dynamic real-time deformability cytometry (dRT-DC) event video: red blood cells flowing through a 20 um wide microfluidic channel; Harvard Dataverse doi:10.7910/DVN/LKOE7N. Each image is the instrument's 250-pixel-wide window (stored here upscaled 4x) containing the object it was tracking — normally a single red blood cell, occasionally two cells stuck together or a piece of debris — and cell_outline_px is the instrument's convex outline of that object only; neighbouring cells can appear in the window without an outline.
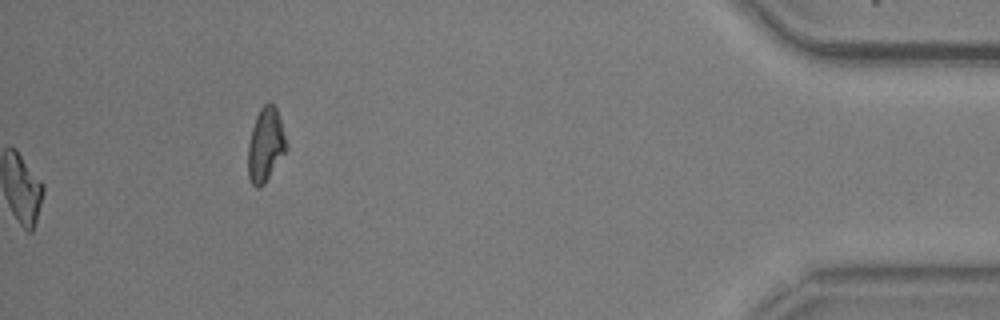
{"species": "common noctule bat (a hibernating species)", "species_latin": "Nyctalus noctula", "temperature_condition": "warm", "stored_images_in_passage": 41, "camera_frame_rate_fps": 3000, "um_per_image_px": 0.085, "animal": {"sex": "male", "body_mass_g": 20.5, "forearm_length_mm": 52.5}, "frame": {"image": 1, "passage_image": 41, "time_ms": 13.333, "image_size_px": [1000, 320], "cell_outline_px": [[288, 148], [264, 184], [260, 188], [256, 188], [252, 184], [248, 176], [248, 144], [252, 128], [256, 116], [260, 108], [264, 104], [272, 104], [276, 108], [288, 144]], "centroid_in_image_um": [22.57, 12.34], "position_along_channel_um": 412.6, "area_um2": 16.42}, "authors_computed_cell_mechanics": {"area_um2": 18.207, "velocity_mm_per_s": 3.6205, "shape_relaxation_time_tau1_ms": 5.8318, "shape_relaxation_time_tau2_ms": 3.0468, "deformation_change_tau1": 0.2308, "deformation_change_tau2": 0.1431}}